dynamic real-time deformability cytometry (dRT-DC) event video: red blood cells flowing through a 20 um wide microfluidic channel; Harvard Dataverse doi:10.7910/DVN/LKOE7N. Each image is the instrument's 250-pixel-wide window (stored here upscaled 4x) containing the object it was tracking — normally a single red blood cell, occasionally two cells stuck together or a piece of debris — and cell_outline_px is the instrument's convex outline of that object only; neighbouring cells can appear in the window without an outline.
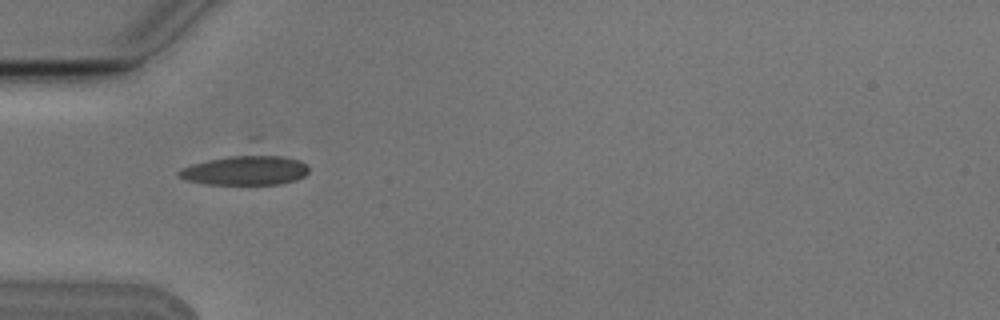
{"species": "Egyptian fruit bat (a non-hibernating species)", "species_latin": "Rousettus aegyptiacus", "temperature_condition": "cold", "stored_images_in_passage": 5, "camera_frame_rate_fps": 3000, "um_per_image_px": 0.085, "animal": {"sex": "male"}, "frame": {"image": 1, "passage_image": 4, "time_ms": 1.0, "image_size_px": [1000, 320], "cell_outline_px": [[308, 172], [304, 176], [296, 180], [280, 184], [204, 184], [184, 180], [176, 176], [176, 172], [180, 168], [192, 164], [208, 160], [228, 156], [252, 152], [256, 152], [280, 156], [300, 160], [308, 164]], "centroid_in_image_um": [20.84, 14.45], "position_along_channel_um": 64.2, "area_um2": 23.12}}